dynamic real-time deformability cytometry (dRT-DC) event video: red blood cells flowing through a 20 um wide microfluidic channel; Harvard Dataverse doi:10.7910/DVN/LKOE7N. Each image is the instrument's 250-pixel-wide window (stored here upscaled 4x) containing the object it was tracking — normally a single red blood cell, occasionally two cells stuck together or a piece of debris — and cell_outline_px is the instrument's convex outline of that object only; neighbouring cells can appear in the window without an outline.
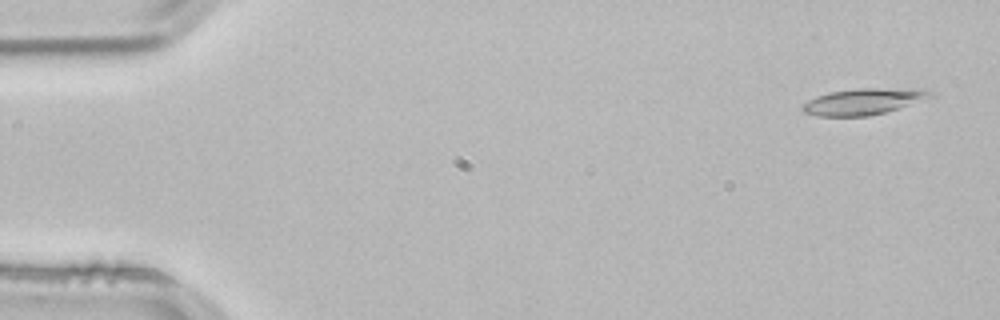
{"species": "common noctule bat (a hibernating species)", "species_latin": "Nyctalus noctula", "temperature_condition": "room temperature", "stored_images_in_passage": 53, "camera_frame_rate_fps": 3000, "um_per_image_px": 0.085, "animal": {"sex": "male", "body_mass_g": 21.5, "forearm_length_mm": 52.0}, "frame": {"image": 1, "passage_image": 3, "time_ms": 0.667, "image_size_px": [1000, 320], "cell_outline_px": [[936, 96], [884, 112], [868, 116], [816, 116], [804, 112], [800, 108], [808, 100], [816, 96], [828, 92], [856, 88], [924, 88], [932, 92]], "centroid_in_image_um": [73.41, 8.61], "position_along_channel_um": 11.6, "area_um2": 19.71}}
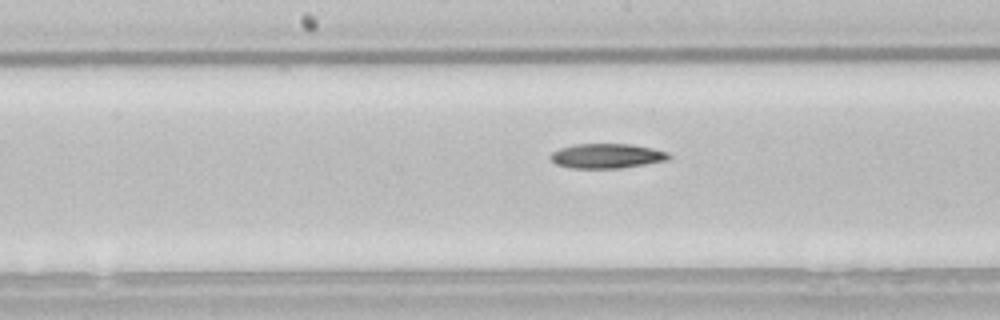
{"frame": {"image": 2, "passage_image": 27, "time_ms": 8.667, "image_size_px": [1000, 320], "cell_outline_px": [[672, 156], [668, 160], [620, 168], [572, 168], [556, 164], [548, 156], [552, 152], [560, 148], [576, 144], [632, 144], [652, 148], [668, 152]], "centroid_in_image_um": [51.58, 13.25], "position_along_channel_um": 196.6, "area_um2": 16.99}}
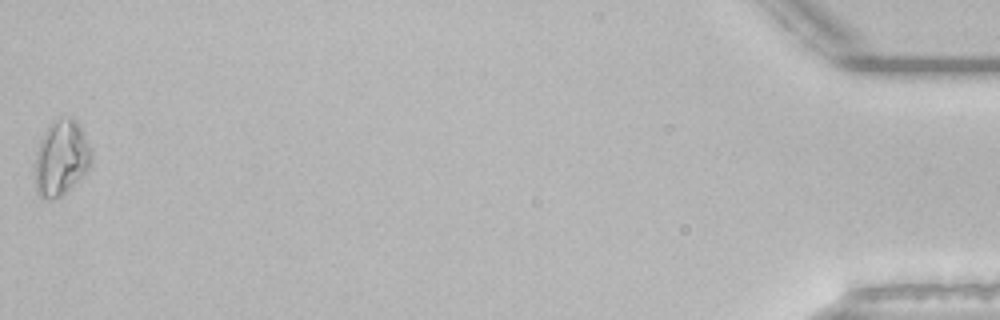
{"frame": {"image": 3, "passage_image": 53, "time_ms": 17.333, "image_size_px": [1000, 320], "cell_outline_px": [[92, 160], [88, 168], [60, 196], [48, 200], [40, 196], [36, 192], [36, 152], [40, 140], [48, 124], [52, 120], [68, 116], [72, 116], [80, 124], [92, 152]], "centroid_in_image_um": [5.2, 13.36], "position_along_channel_um": 430.0, "area_um2": 24.51}}